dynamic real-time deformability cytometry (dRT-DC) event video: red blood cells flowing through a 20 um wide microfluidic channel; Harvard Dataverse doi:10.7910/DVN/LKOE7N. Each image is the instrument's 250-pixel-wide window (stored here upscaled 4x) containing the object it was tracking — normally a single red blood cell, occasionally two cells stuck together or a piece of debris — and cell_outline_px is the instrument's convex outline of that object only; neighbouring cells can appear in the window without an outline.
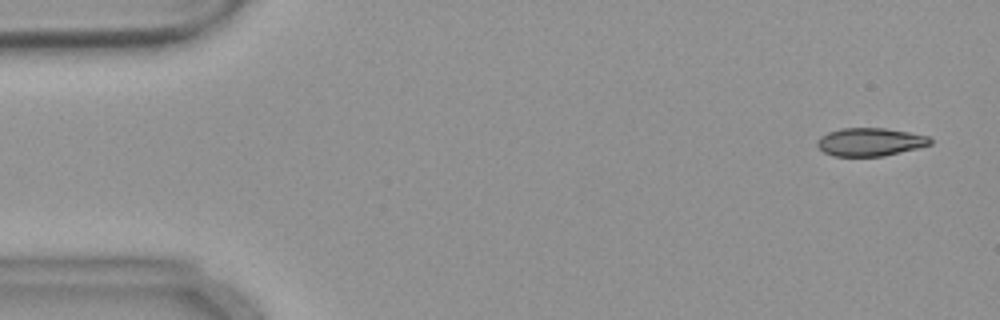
{"species": "common noctule bat (a hibernating species)", "species_latin": "Nyctalus noctula", "temperature_condition": "warm", "stored_images_in_passage": 55, "camera_frame_rate_fps": 3000, "um_per_image_px": 0.085, "animal": {"sex": "female", "body_mass_g": 18.4}, "frame": {"image": 1, "passage_image": 3, "time_ms": 0.667, "image_size_px": [1000, 320], "cell_outline_px": [[932, 144], [884, 156], [832, 156], [824, 152], [816, 144], [816, 140], [820, 136], [828, 132], [840, 128], [884, 128], [908, 132], [928, 136], [932, 140]], "centroid_in_image_um": [73.92, 12.06], "position_along_channel_um": 11.1, "area_um2": 18.5}}
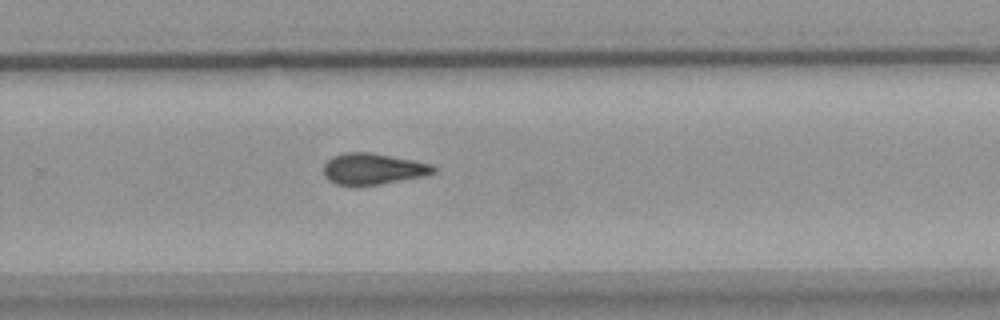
{"frame": {"image": 2, "passage_image": 36, "time_ms": 11.667, "image_size_px": [1000, 320], "cell_outline_px": [[436, 172], [428, 176], [380, 184], [352, 188], [336, 184], [328, 180], [324, 176], [324, 164], [332, 156], [344, 152], [368, 152], [412, 160], [432, 164], [436, 168]], "centroid_in_image_um": [31.69, 14.39], "position_along_channel_um": 298.1, "area_um2": 20.52}}
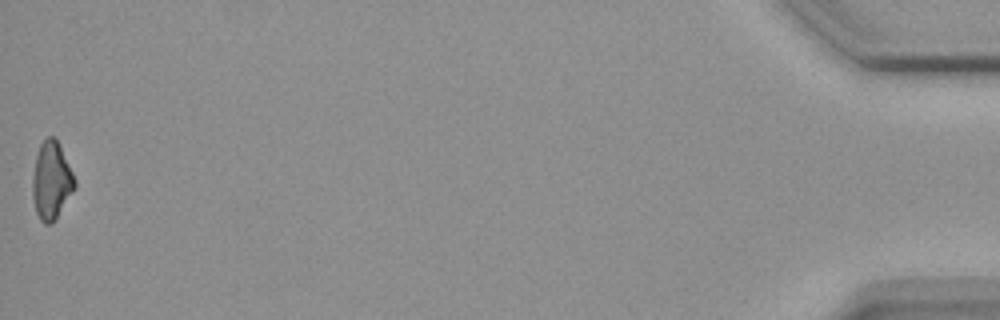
{"frame": {"image": 3, "passage_image": 55, "time_ms": 18.0, "image_size_px": [1000, 320], "cell_outline_px": [[76, 188], [56, 220], [52, 224], [44, 224], [40, 220], [36, 212], [32, 196], [32, 176], [36, 156], [40, 144], [48, 136], [56, 136], [60, 144], [76, 180]], "centroid_in_image_um": [4.38, 15.37], "position_along_channel_um": 430.8, "area_um2": 19.54}, "authors_computed_cell_mechanics": {"area_um2": 19.8254, "velocity_mm_per_s": 3.6828, "shape_relaxation_time_tau1_ms": null, "shape_relaxation_time_tau2_ms": 8.7966, "deformation_change_tau1": null, "deformation_change_tau2": 0.1898}}